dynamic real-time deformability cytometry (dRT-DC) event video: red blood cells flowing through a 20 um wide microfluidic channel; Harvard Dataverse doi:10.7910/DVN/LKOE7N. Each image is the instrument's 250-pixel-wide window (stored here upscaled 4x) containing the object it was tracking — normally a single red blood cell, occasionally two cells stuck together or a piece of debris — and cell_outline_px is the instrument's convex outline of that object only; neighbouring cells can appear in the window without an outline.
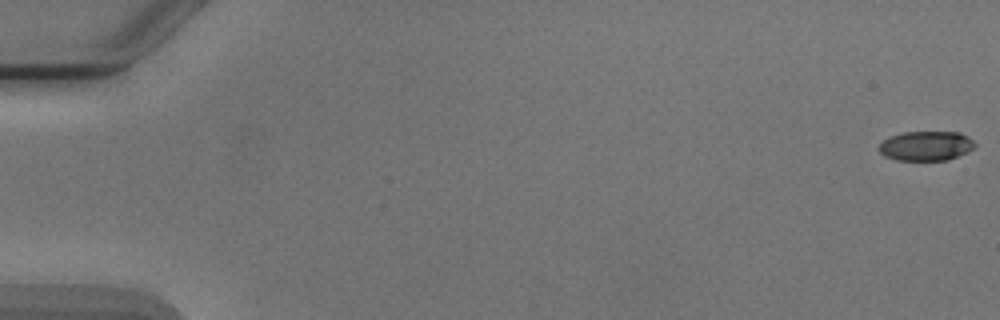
{"species": "Egyptian fruit bat (a non-hibernating species)", "species_latin": "Rousettus aegyptiacus", "temperature_condition": "cold", "stored_images_in_passage": 7, "camera_frame_rate_fps": 3000, "um_per_image_px": 0.085, "animal": {"sex": "male"}, "frame": {"image": 1, "passage_image": 1, "time_ms": 0.0, "image_size_px": [1000, 320], "cell_outline_px": [[976, 144], [968, 152], [948, 160], [896, 160], [884, 156], [876, 148], [884, 140], [892, 136], [904, 132], [960, 132], [968, 136]], "centroid_in_image_um": [78.71, 12.4], "position_along_channel_um": 6.3, "area_um2": 16.53}}
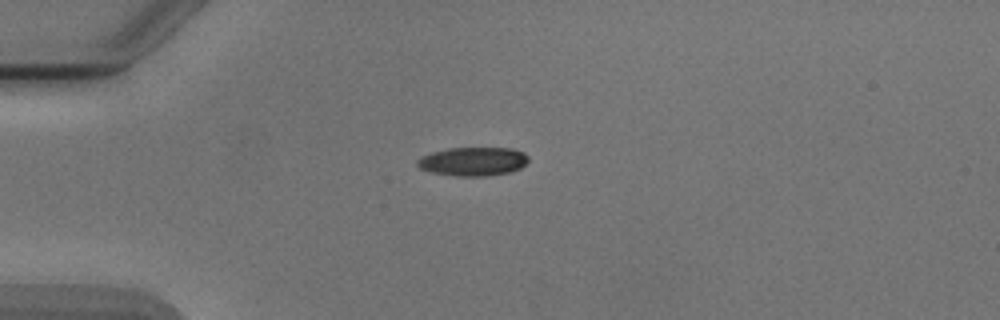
{"frame": {"image": 2, "passage_image": 5, "time_ms": 4.667, "image_size_px": [1000, 320], "cell_outline_px": [[528, 160], [520, 168], [508, 172], [484, 176], [456, 176], [432, 172], [420, 168], [416, 164], [416, 160], [420, 156], [432, 152], [448, 148], [512, 148], [524, 152], [528, 156]], "centroid_in_image_um": [40.18, 13.71], "position_along_channel_um": 44.8, "area_um2": 18.55}}
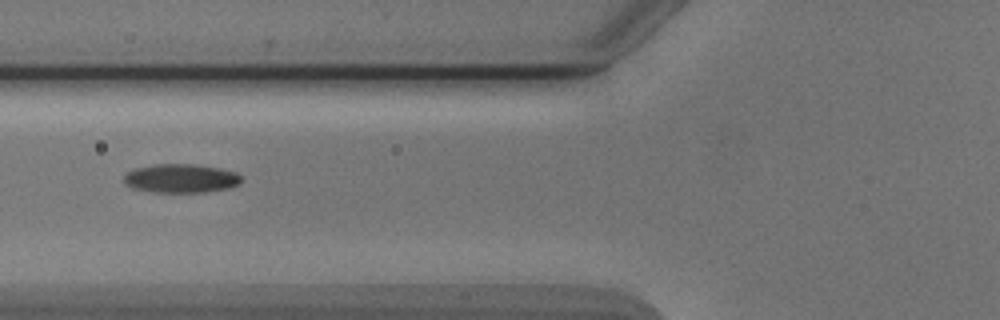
{"frame": {"image": 3, "passage_image": 7, "time_ms": 7.0, "image_size_px": [1000, 320], "cell_outline_px": [[240, 184], [228, 188], [204, 192], [152, 192], [132, 188], [124, 184], [124, 176], [132, 168], [156, 164], [196, 164], [220, 168], [236, 172], [240, 176]], "centroid_in_image_um": [15.35, 15.16], "position_along_channel_um": 110.5, "area_um2": 19.83}}